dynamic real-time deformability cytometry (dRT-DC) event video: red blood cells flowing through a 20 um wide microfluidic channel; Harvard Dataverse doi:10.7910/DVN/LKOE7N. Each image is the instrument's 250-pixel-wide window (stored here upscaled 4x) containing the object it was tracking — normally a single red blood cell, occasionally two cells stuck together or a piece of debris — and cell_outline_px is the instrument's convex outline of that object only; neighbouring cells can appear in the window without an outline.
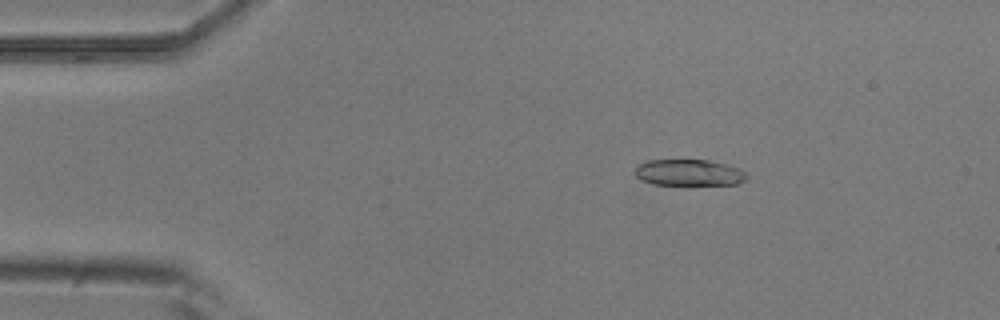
{"species": "common noctule bat (a hibernating species)", "species_latin": "Nyctalus noctula", "temperature_condition": "room temperature", "stored_images_in_passage": 4, "camera_frame_rate_fps": 3000, "um_per_image_px": 0.085, "animal": {"sex": "male", "body_mass_g": 20.5, "forearm_length_mm": 52.5}, "frame": {"image": 1, "passage_image": 2, "time_ms": 0.333, "image_size_px": [1000, 320], "cell_outline_px": [[748, 176], [744, 180], [736, 184], [652, 184], [640, 180], [636, 176], [636, 168], [640, 164], [648, 160], [708, 160], [728, 164], [740, 168], [748, 172]], "centroid_in_image_um": [58.61, 14.66], "position_along_channel_um": 26.4, "area_um2": 17.11}}
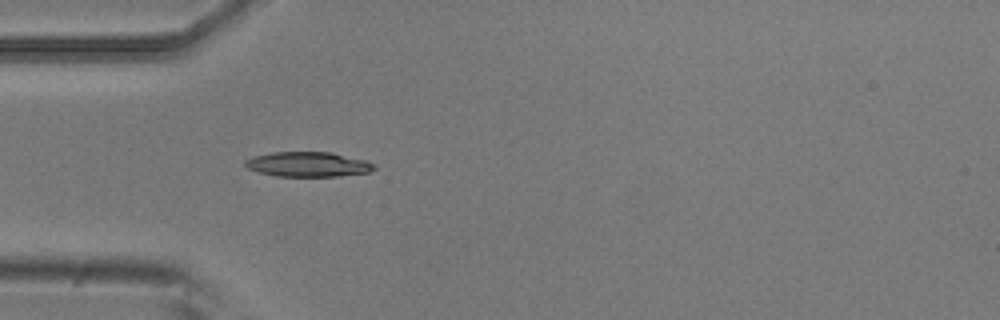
{"frame": {"image": 2, "passage_image": 4, "time_ms": 1.0, "image_size_px": [1000, 320], "cell_outline_px": [[376, 168], [368, 172], [336, 176], [276, 176], [260, 172], [248, 168], [244, 164], [244, 160], [252, 156], [272, 152], [332, 152], [364, 160], [376, 164]], "centroid_in_image_um": [26.16, 13.96], "position_along_channel_um": 58.8, "area_um2": 18.61}}